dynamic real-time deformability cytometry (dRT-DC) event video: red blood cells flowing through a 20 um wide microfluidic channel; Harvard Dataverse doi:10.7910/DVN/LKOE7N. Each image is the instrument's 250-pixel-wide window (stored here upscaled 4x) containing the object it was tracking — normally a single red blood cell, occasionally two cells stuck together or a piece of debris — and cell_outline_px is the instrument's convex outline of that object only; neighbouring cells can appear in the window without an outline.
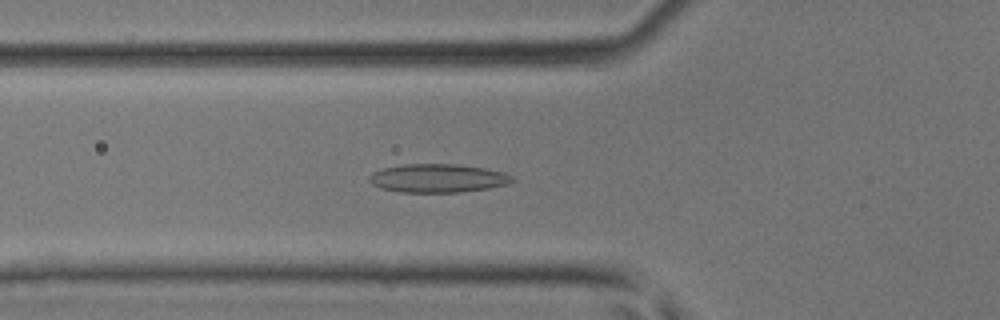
{"species": "common noctule bat (a hibernating species)", "species_latin": "Nyctalus noctula", "temperature_condition": "room temperature", "stored_images_in_passage": 42, "camera_frame_rate_fps": 3000, "um_per_image_px": 0.085, "animal": {"sex": "male", "body_mass_g": 17.9, "forearm_length_mm": 54.2}, "frame": {"image": 1, "passage_image": 16, "time_ms": 5.0, "image_size_px": [1000, 320], "cell_outline_px": [[516, 180], [508, 184], [488, 188], [460, 192], [400, 192], [380, 188], [372, 184], [368, 180], [368, 176], [372, 172], [380, 168], [404, 164], [456, 164], [484, 168], [504, 172], [512, 176]], "centroid_in_image_um": [37.18, 15.14], "position_along_channel_um": 88.6, "area_um2": 23.93}}
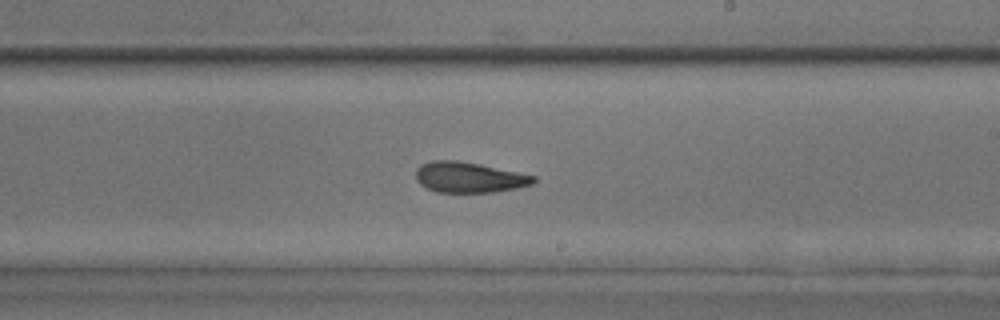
{"frame": {"image": 2, "passage_image": 27, "time_ms": 8.667, "image_size_px": [1000, 320], "cell_outline_px": [[536, 180], [532, 184], [516, 188], [496, 192], [436, 192], [420, 184], [416, 180], [416, 168], [420, 164], [432, 160], [456, 160], [480, 164], [536, 176]], "centroid_in_image_um": [39.85, 15.07], "position_along_channel_um": 249.2, "area_um2": 20.98}}
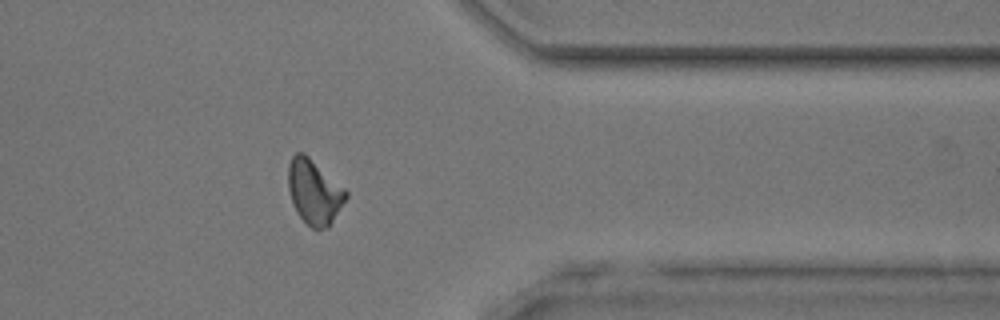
{"frame": {"image": 3, "passage_image": 37, "time_ms": 12.0, "image_size_px": [1000, 320], "cell_outline_px": [[348, 196], [328, 228], [312, 228], [296, 212], [288, 188], [288, 164], [292, 156], [296, 152], [304, 152], [344, 188], [348, 192]], "centroid_in_image_um": [26.7, 16.29], "position_along_channel_um": 384.7, "area_um2": 21.5}}